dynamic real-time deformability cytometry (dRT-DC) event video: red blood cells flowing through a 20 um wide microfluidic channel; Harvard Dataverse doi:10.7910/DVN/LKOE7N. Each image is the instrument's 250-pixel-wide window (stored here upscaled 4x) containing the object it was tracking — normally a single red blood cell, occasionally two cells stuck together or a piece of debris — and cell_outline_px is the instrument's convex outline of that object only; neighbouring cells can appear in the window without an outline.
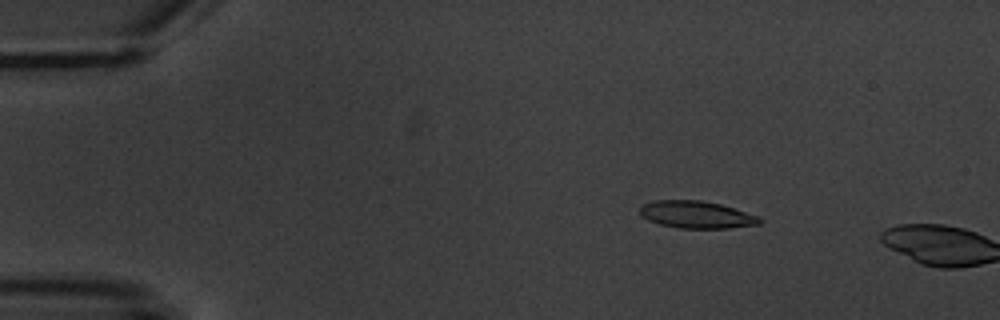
{"species": "common noctule bat (a hibernating species)", "species_latin": "Nyctalus noctula", "temperature_condition": "warm", "stored_images_in_passage": 4, "camera_frame_rate_fps": 3000, "um_per_image_px": 0.085, "animal": {"sex": "male", "body_mass_g": 20.1, "forearm_length_mm": 53.5}, "frame": {"image": 1, "passage_image": 3, "time_ms": 2.667, "image_size_px": [1000, 320], "cell_outline_px": [[764, 220], [760, 224], [728, 228], [680, 228], [660, 224], [648, 220], [640, 216], [640, 208], [644, 204], [656, 200], [700, 200], [720, 204], [760, 216]], "centroid_in_image_um": [59.23, 18.25], "position_along_channel_um": 25.8, "area_um2": 19.02}}